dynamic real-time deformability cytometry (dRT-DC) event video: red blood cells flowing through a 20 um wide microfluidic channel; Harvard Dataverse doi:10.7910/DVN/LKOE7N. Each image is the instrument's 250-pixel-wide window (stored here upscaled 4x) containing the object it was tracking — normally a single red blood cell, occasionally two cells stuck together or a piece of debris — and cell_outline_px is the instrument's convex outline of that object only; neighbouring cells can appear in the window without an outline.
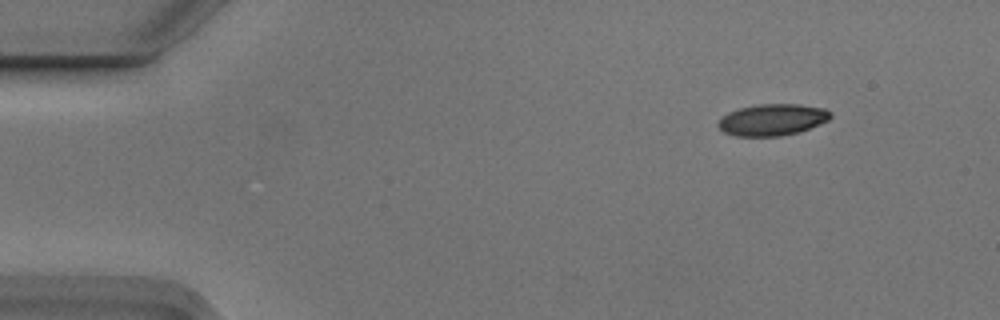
{"species": "Egyptian fruit bat (a non-hibernating species)", "species_latin": "Rousettus aegyptiacus", "temperature_condition": "cold", "stored_images_in_passage": 2, "camera_frame_rate_fps": 3000, "um_per_image_px": 0.085, "animal": {"sex": "male"}, "frame": {"image": 1, "passage_image": 2, "time_ms": 0.333, "image_size_px": [1000, 320], "cell_outline_px": [[832, 116], [828, 120], [800, 132], [780, 136], [736, 136], [724, 132], [716, 124], [728, 112], [740, 108], [760, 104], [796, 104], [824, 108], [832, 112]], "centroid_in_image_um": [65.67, 10.18], "position_along_channel_um": 19.3, "area_um2": 20.58}}